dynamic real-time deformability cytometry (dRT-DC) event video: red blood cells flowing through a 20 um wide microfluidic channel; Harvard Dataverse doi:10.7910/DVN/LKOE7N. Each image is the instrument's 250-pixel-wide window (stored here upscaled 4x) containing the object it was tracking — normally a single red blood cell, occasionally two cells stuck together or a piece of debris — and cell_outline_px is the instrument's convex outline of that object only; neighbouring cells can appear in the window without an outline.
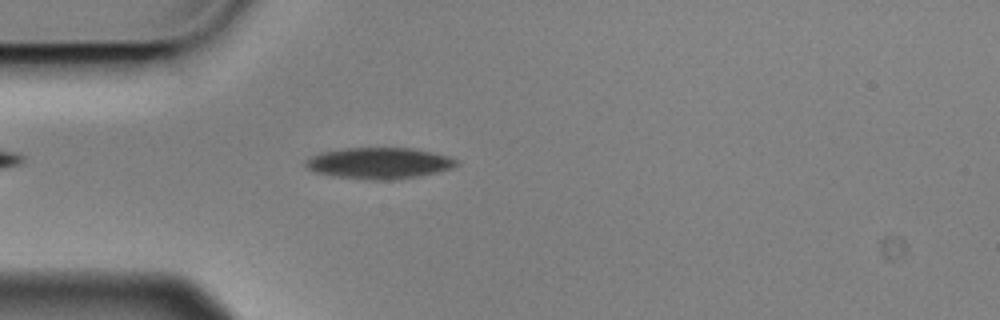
{"species": "Egyptian fruit bat (a non-hibernating species)", "species_latin": "Rousettus aegyptiacus", "temperature_condition": "cold", "stored_images_in_passage": 4, "camera_frame_rate_fps": 3000, "um_per_image_px": 0.085, "animal": {"sex": "male"}, "frame": {"image": 1, "passage_image": 4, "time_ms": 1.0, "image_size_px": [1000, 320], "cell_outline_px": [[460, 160], [452, 168], [420, 176], [380, 180], [336, 176], [316, 172], [304, 168], [304, 160], [320, 152], [344, 148], [412, 148], [432, 152], [448, 156]], "centroid_in_image_um": [32.2, 13.85], "position_along_channel_um": 52.8, "area_um2": 27.22}}